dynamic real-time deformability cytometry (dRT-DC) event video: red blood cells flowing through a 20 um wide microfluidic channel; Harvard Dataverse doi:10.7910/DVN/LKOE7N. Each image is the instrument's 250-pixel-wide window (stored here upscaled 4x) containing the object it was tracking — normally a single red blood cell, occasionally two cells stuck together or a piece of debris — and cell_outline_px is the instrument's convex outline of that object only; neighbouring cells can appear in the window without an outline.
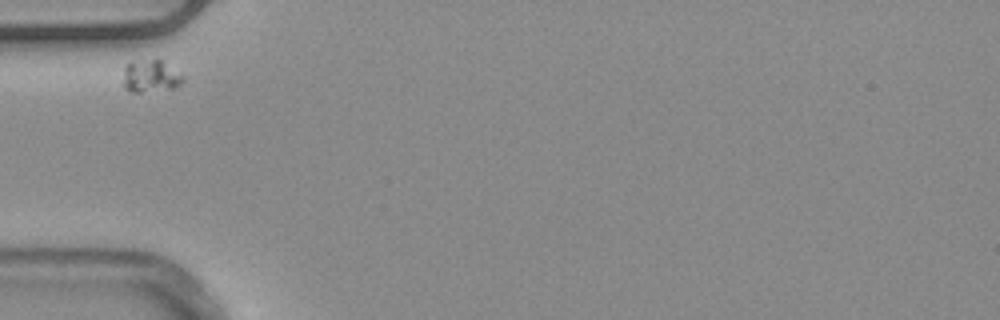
{"species": "common noctule bat (a hibernating species)", "species_latin": "Nyctalus noctula", "temperature_condition": "warm", "stored_images_in_passage": 30, "camera_frame_rate_fps": 3000, "um_per_image_px": 0.085, "animal": {"sex": "male", "body_mass_g": 20.4}, "frame": {"image": 1, "passage_image": 1, "time_ms": 0.0, "image_size_px": [1000, 320], "cell_outline_px": [[184, 80], [180, 84], [172, 88], [140, 92], [132, 92], [124, 88], [124, 68], [128, 64], [156, 56], [184, 76]], "centroid_in_image_um": [12.82, 6.44], "position_along_channel_um": 72.2, "area_um2": 11.27}}
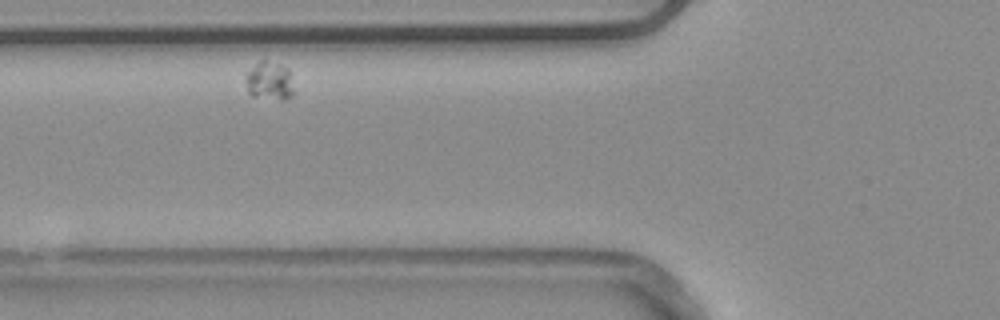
{"frame": {"image": 2, "passage_image": 4, "time_ms": 1.0, "image_size_px": [1000, 320], "cell_outline_px": [[292, 96], [288, 100], [280, 100], [252, 96], [248, 92], [244, 80], [244, 76], [260, 60], [264, 60], [288, 68], [292, 88]], "centroid_in_image_um": [22.87, 6.91], "position_along_channel_um": 102.9, "area_um2": 10.69}}